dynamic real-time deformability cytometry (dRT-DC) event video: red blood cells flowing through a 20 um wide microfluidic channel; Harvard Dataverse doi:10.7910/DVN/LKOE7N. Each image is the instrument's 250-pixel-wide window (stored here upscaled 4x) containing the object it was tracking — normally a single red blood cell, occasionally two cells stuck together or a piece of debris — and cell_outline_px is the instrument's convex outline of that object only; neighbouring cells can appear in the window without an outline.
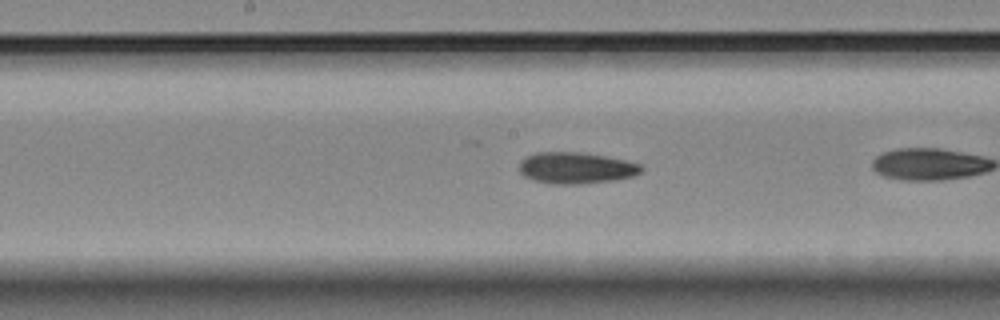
{"species": "Egyptian fruit bat (a non-hibernating species)", "species_latin": "Rousettus aegyptiacus", "temperature_condition": "room temperature", "stored_images_in_passage": 27, "camera_frame_rate_fps": 3000, "um_per_image_px": 0.085, "animal": {"sex": "female"}, "frame": {"image": 1, "passage_image": 12, "time_ms": 3.667, "image_size_px": [1000, 320], "cell_outline_px": [[644, 168], [640, 172], [632, 176], [616, 180], [580, 184], [552, 184], [532, 180], [524, 176], [520, 172], [520, 160], [536, 152], [580, 152], [604, 156], [624, 160], [640, 164]], "centroid_in_image_um": [48.94, 14.28], "position_along_channel_um": 199.3, "area_um2": 22.31}}